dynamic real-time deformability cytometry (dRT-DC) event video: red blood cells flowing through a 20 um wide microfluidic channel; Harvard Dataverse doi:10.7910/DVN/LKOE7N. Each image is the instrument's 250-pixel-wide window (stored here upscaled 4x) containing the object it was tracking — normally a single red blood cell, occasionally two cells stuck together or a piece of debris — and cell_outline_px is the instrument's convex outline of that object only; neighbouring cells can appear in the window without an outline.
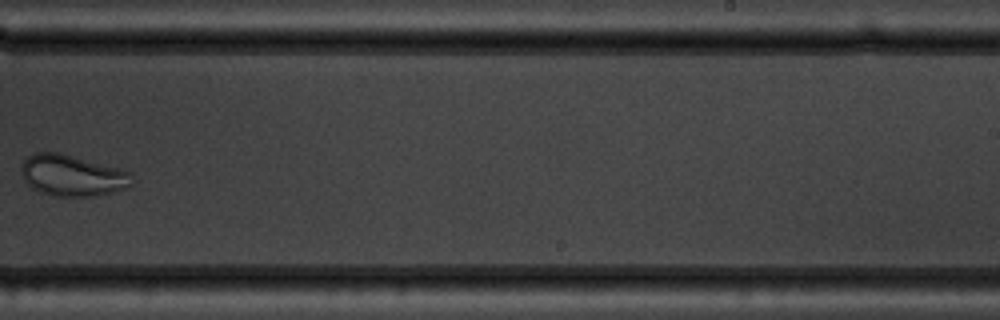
{"species": "common noctule bat (a hibernating species)", "species_latin": "Nyctalus noctula", "temperature_condition": "warm", "stored_images_in_passage": 10, "camera_frame_rate_fps": 3000, "um_per_image_px": 0.085, "animal": {"sex": "male", "body_mass_g": 19.5, "forearm_length_mm": 54.6}, "frame": {"image": 1, "passage_image": 9, "time_ms": 10.333, "image_size_px": [1000, 320], "cell_outline_px": [[132, 184], [128, 188], [116, 192], [96, 196], [52, 196], [40, 192], [32, 188], [24, 180], [20, 168], [20, 164], [28, 156], [36, 152], [60, 152], [116, 168], [128, 172]], "centroid_in_image_um": [6.09, 14.93], "position_along_channel_um": 282.9, "area_um2": 26.53}}